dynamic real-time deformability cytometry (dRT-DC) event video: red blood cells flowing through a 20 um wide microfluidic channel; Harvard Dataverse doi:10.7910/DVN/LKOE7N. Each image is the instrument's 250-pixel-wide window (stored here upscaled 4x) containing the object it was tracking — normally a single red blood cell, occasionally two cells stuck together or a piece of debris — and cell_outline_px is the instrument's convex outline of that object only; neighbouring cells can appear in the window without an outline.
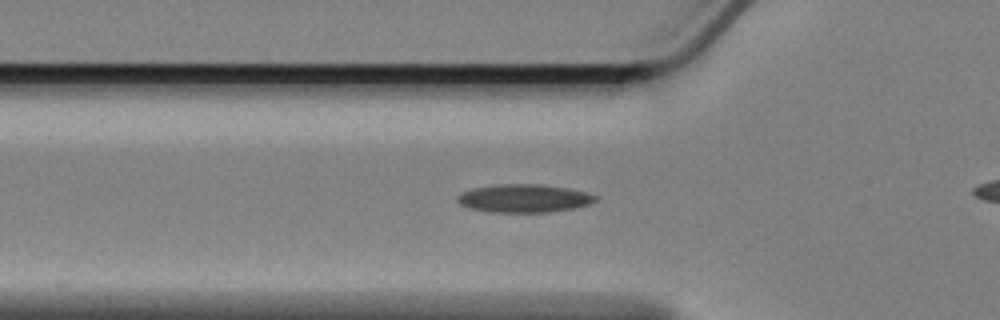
{"species": "Egyptian fruit bat (a non-hibernating species)", "species_latin": "Rousettus aegyptiacus", "temperature_condition": "cold", "stored_images_in_passage": 31, "camera_frame_rate_fps": 3000, "um_per_image_px": 0.085, "animal": {"sex": "female"}, "frame": {"image": 1, "passage_image": 2, "time_ms": 0.333, "image_size_px": [1000, 320], "cell_outline_px": [[596, 200], [592, 204], [576, 208], [548, 212], [488, 212], [468, 208], [460, 204], [456, 200], [456, 196], [460, 192], [472, 188], [496, 184], [540, 184], [568, 188], [584, 192], [596, 196]], "centroid_in_image_um": [44.49, 16.86], "position_along_channel_um": 81.3, "area_um2": 22.89}}
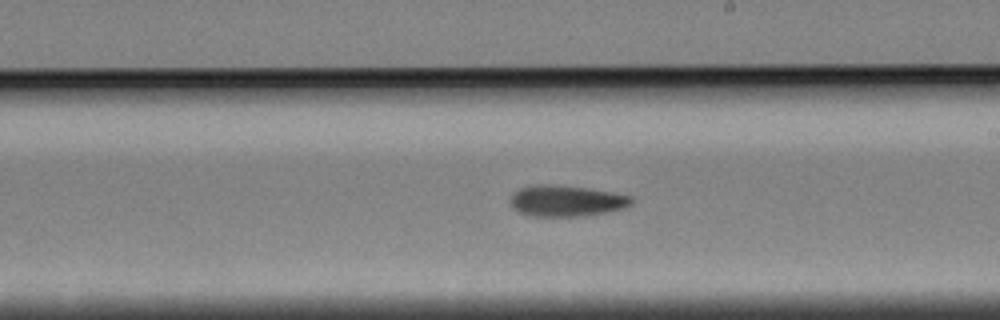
{"frame": {"image": 2, "passage_image": 16, "time_ms": 5.0, "image_size_px": [1000, 320], "cell_outline_px": [[632, 204], [624, 208], [584, 216], [528, 216], [512, 208], [512, 196], [520, 188], [544, 184], [584, 188], [632, 196]], "centroid_in_image_um": [48.14, 17.09], "position_along_channel_um": 240.9, "area_um2": 21.39}}
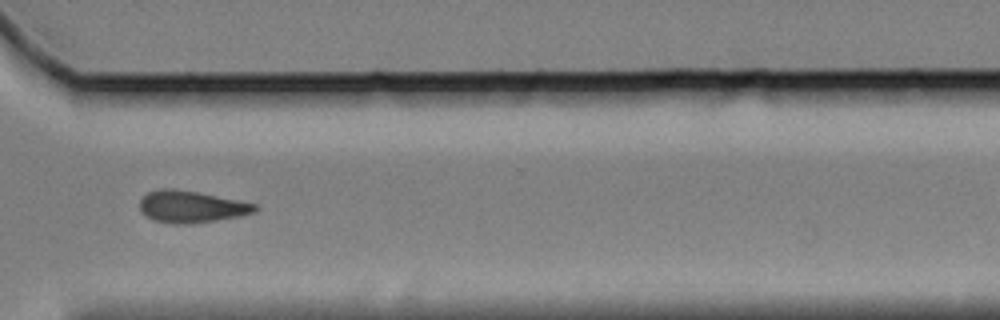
{"frame": {"image": 3, "passage_image": 26, "time_ms": 8.333, "image_size_px": [1000, 320], "cell_outline_px": [[260, 208], [256, 212], [240, 216], [192, 224], [172, 224], [152, 220], [144, 216], [140, 212], [140, 200], [148, 192], [160, 188], [172, 188], [196, 192], [256, 204]], "centroid_in_image_um": [16.22, 17.59], "position_along_channel_um": 354.4, "area_um2": 21.5}}